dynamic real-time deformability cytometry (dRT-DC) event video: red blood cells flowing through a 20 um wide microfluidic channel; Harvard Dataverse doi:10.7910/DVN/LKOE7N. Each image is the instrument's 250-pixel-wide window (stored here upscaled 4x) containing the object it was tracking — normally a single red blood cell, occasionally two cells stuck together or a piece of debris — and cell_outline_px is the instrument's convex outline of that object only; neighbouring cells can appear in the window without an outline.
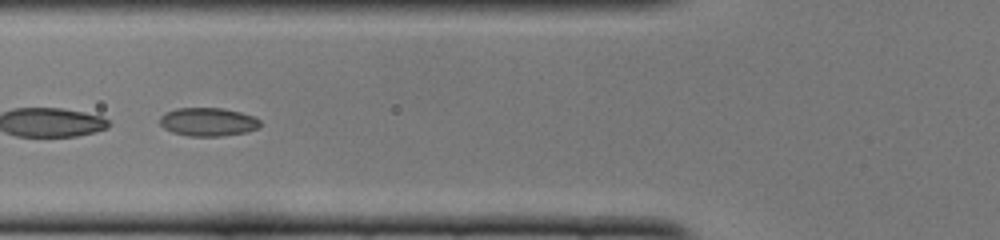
{"species": "common noctule bat (a hibernating species)", "species_latin": "Nyctalus noctula", "temperature_condition": "cold", "stored_images_in_passage": 48, "segment_of_instrument_passage": [2, 2], "camera_frame_rate_fps": 3000, "um_per_image_px": 0.085, "animal": {"sex": "female", "body_mass_g": 22.0, "forearm_length_mm": 56.7}, "frame": {"image": 1, "passage_image": 18, "time_ms": 5.667, "image_size_px": [1000, 240], "cell_outline_px": [[260, 124], [256, 128], [248, 132], [220, 136], [188, 136], [172, 132], [164, 128], [160, 124], [160, 116], [164, 112], [176, 108], [224, 108], [240, 112], [252, 116], [260, 120]], "centroid_in_image_um": [17.65, 10.36], "position_along_channel_um": 108.2, "area_um2": 16.65}}